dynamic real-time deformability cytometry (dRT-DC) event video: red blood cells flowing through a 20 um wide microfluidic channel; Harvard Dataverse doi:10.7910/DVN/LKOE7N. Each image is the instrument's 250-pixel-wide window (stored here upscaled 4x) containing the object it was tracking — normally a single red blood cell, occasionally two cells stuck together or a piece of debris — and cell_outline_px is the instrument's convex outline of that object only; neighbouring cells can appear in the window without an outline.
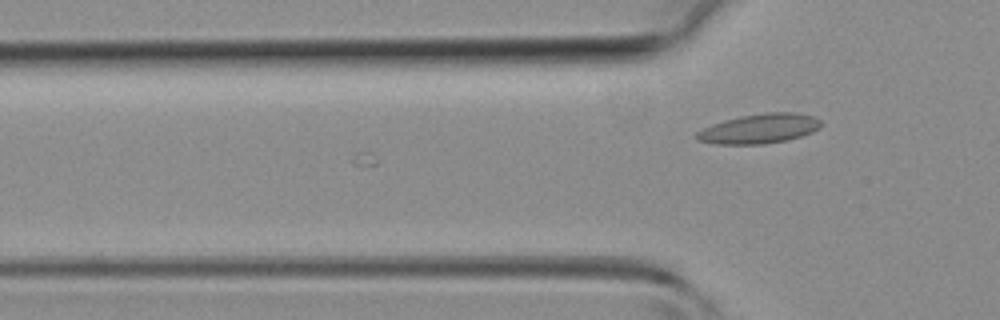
{"species": "common noctule bat (a hibernating species)", "species_latin": "Nyctalus noctula", "temperature_condition": "room temperature", "stored_images_in_passage": 6, "camera_frame_rate_fps": 3000, "um_per_image_px": 0.085, "animal": {"sex": "female", "body_mass_g": 19.3, "forearm_length_mm": 54.1}, "frame": {"image": 1, "passage_image": 6, "time_ms": 1.667, "image_size_px": [1000, 320], "cell_outline_px": [[820, 124], [812, 132], [800, 136], [784, 140], [764, 144], [716, 144], [696, 140], [696, 132], [712, 124], [724, 120], [740, 116], [768, 112], [796, 112], [812, 116], [820, 120]], "centroid_in_image_um": [64.5, 10.93], "position_along_channel_um": 61.3, "area_um2": 21.21}}